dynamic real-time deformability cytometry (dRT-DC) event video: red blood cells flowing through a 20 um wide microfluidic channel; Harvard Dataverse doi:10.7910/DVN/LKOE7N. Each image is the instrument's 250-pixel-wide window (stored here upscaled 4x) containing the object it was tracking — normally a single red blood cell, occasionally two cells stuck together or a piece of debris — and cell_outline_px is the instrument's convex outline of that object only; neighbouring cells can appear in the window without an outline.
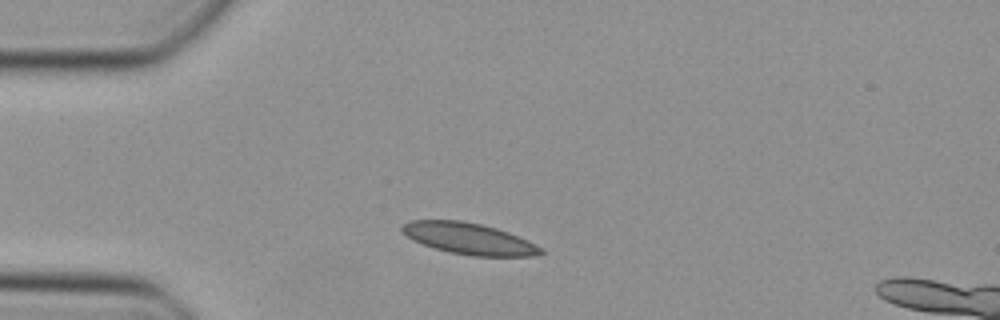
{"species": "Egyptian fruit bat (a non-hibernating species)", "species_latin": "Rousettus aegyptiacus", "temperature_condition": "cold", "stored_images_in_passage": 38, "segment_of_instrument_passage": [1, 2], "camera_frame_rate_fps": 3000, "um_per_image_px": 0.085, "animal": {"sex": "female"}, "frame": {"image": 1, "passage_image": 1, "time_ms": 0.0, "image_size_px": [1000, 320], "cell_outline_px": [[544, 252], [532, 256], [472, 256], [448, 252], [412, 240], [400, 228], [400, 224], [408, 220], [460, 220], [480, 224], [496, 228], [508, 232], [544, 248]], "centroid_in_image_um": [39.84, 20.27], "position_along_channel_um": 45.2, "area_um2": 25.26}}
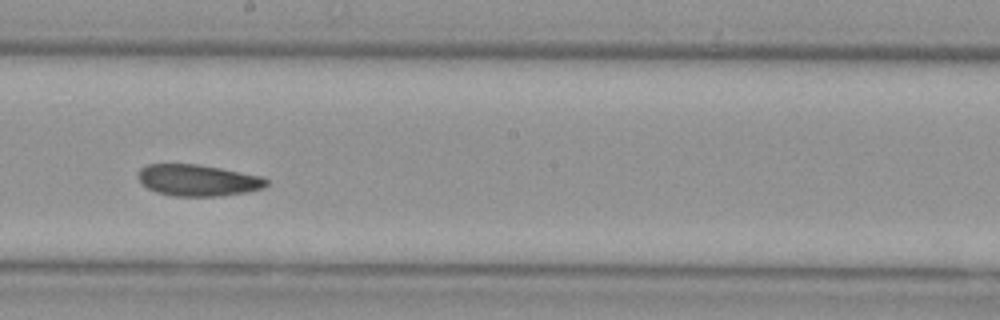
{"frame": {"image": 2, "passage_image": 16, "time_ms": 5.0, "image_size_px": [1000, 320], "cell_outline_px": [[268, 184], [264, 188], [244, 192], [220, 196], [176, 196], [156, 192], [148, 188], [136, 176], [136, 172], [140, 168], [148, 164], [200, 164], [260, 176], [268, 180]], "centroid_in_image_um": [16.79, 15.31], "position_along_channel_um": 231.4, "area_um2": 23.47}}
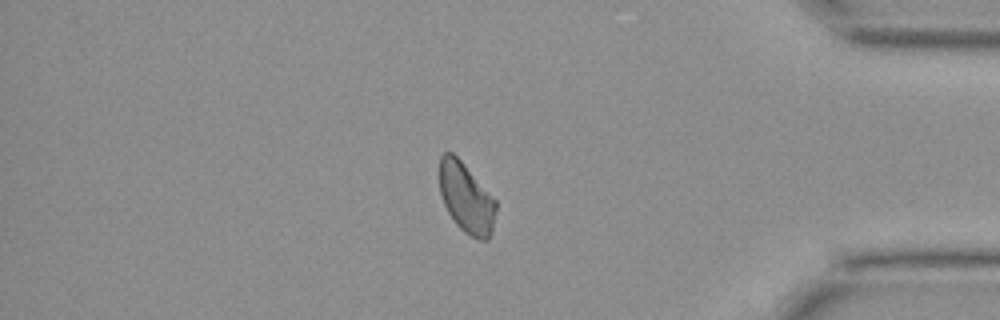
{"frame": {"image": 3, "passage_image": 30, "time_ms": 9.667, "image_size_px": [1000, 320], "cell_outline_px": [[496, 212], [492, 232], [488, 240], [480, 240], [464, 232], [456, 224], [448, 212], [444, 204], [440, 192], [440, 156], [444, 152], [452, 152], [460, 160], [496, 200]], "centroid_in_image_um": [39.64, 16.85], "position_along_channel_um": 395.6, "area_um2": 22.83}}